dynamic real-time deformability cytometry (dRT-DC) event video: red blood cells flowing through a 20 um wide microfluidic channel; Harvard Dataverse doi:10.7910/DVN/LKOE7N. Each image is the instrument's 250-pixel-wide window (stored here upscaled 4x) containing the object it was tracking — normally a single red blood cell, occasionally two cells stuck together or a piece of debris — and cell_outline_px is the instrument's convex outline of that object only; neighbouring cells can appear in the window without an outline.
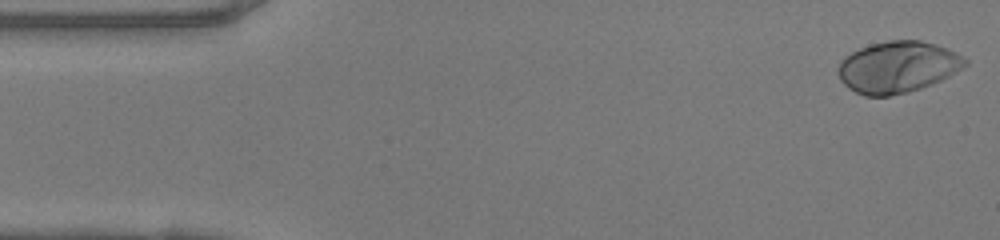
{"species": "human", "species_latin": "Homo sapiens", "temperature_condition": "warm", "stored_images_in_passage": 48, "camera_frame_rate_fps": 3000, "um_per_image_px": 0.085, "donor": {"sex": "female"}, "frame": {"image": 1, "passage_image": 1, "time_ms": 0.0, "image_size_px": [1000, 240], "cell_outline_px": [[968, 64], [948, 76], [932, 84], [908, 92], [888, 96], [864, 96], [848, 88], [840, 80], [840, 60], [852, 52], [860, 48], [872, 44], [888, 40], [920, 40], [936, 44], [956, 52], [968, 60]], "centroid_in_image_um": [76.31, 5.69], "position_along_channel_um": 8.7, "area_um2": 37.86}}
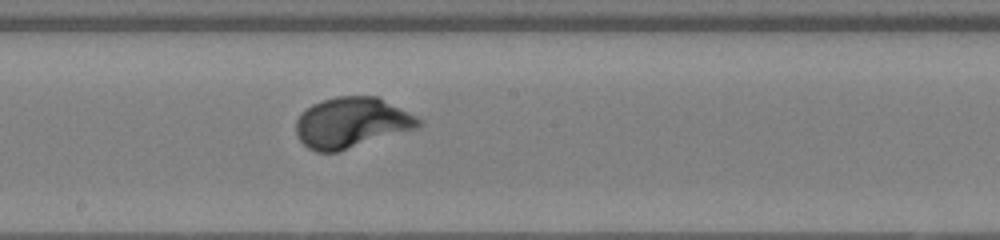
{"frame": {"image": 2, "passage_image": 25, "time_ms": 8.0, "image_size_px": [1000, 240], "cell_outline_px": [[424, 124], [420, 128], [340, 152], [316, 152], [308, 148], [300, 140], [296, 132], [296, 120], [312, 104], [336, 96], [376, 96], [424, 120]], "centroid_in_image_um": [29.94, 10.45], "position_along_channel_um": 218.3, "area_um2": 36.36}}
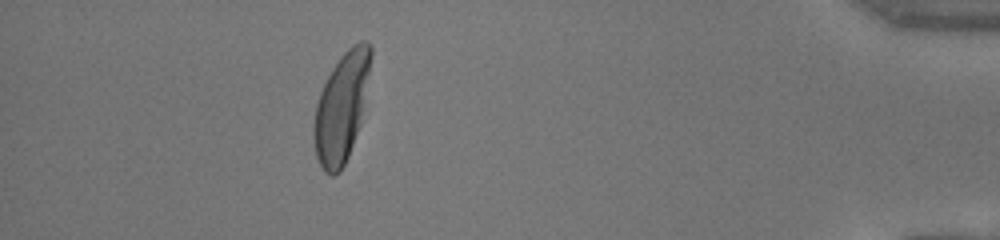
{"frame": {"image": 3, "passage_image": 43, "time_ms": 14.0, "image_size_px": [1000, 240], "cell_outline_px": [[372, 56], [360, 124], [348, 156], [340, 172], [332, 176], [324, 172], [316, 156], [312, 136], [312, 128], [316, 104], [320, 92], [332, 68], [340, 56], [352, 44], [360, 40], [368, 40], [372, 44]], "centroid_in_image_um": [29.02, 9.1], "position_along_channel_um": 406.2, "area_um2": 36.24}, "authors_computed_cell_mechanics": {"area_um2": 36.0094, "velocity_mm_per_s": 4.1293, "shape_relaxation_time_tau1_ms": 2.3505, "shape_relaxation_time_tau2_ms": null, "deformation_change_tau1": 0.2094, "deformation_change_tau2": null}}